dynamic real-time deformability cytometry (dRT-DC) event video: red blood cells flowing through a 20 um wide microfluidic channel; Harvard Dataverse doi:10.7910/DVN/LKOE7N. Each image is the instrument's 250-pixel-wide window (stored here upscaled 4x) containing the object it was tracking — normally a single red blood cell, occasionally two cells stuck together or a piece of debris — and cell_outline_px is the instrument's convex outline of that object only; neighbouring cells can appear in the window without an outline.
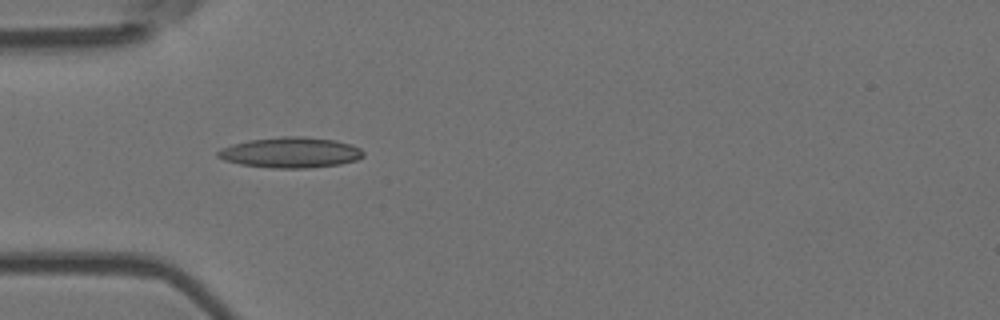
{"species": "Egyptian fruit bat (a non-hibernating species)", "species_latin": "Rousettus aegyptiacus", "temperature_condition": "room temperature", "stored_images_in_passage": 2, "camera_frame_rate_fps": 3000, "um_per_image_px": 0.085, "animal": {"sex": "female"}, "frame": {"image": 1, "passage_image": 2, "time_ms": 0.333, "image_size_px": [1000, 320], "cell_outline_px": [[364, 156], [356, 160], [340, 164], [308, 168], [272, 168], [240, 164], [224, 160], [216, 156], [216, 152], [220, 148], [232, 144], [248, 140], [280, 136], [304, 136], [336, 140], [352, 144], [360, 148], [364, 152]], "centroid_in_image_um": [24.69, 12.95], "position_along_channel_um": 60.3, "area_um2": 26.18}}